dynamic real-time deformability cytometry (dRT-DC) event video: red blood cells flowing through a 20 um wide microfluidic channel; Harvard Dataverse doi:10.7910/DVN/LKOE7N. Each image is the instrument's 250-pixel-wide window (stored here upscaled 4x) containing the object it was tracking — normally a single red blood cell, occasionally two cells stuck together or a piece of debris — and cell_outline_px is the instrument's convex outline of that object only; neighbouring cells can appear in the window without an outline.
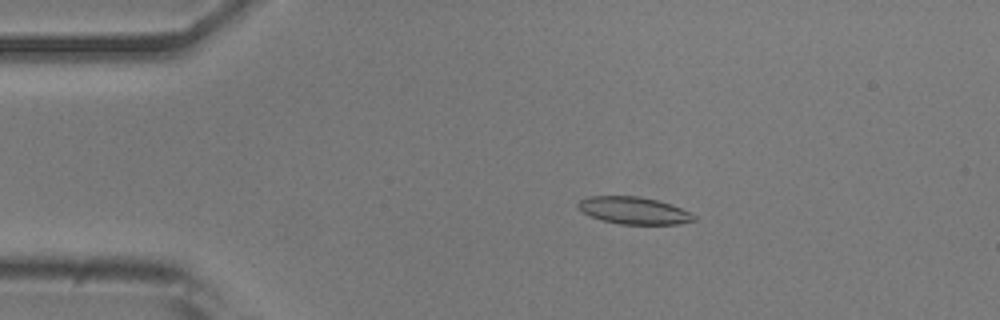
{"species": "common noctule bat (a hibernating species)", "species_latin": "Nyctalus noctula", "temperature_condition": "room temperature", "stored_images_in_passage": 52, "camera_frame_rate_fps": 3000, "um_per_image_px": 0.085, "animal": {"sex": "male", "body_mass_g": 20.5, "forearm_length_mm": 52.5}, "frame": {"image": 1, "passage_image": 10, "time_ms": 3.0, "image_size_px": [1000, 320], "cell_outline_px": [[696, 220], [676, 224], [620, 224], [604, 220], [592, 216], [584, 212], [576, 204], [580, 200], [588, 196], [640, 196], [656, 200], [680, 208], [696, 216]], "centroid_in_image_um": [53.87, 17.89], "position_along_channel_um": 31.1, "area_um2": 17.98}}
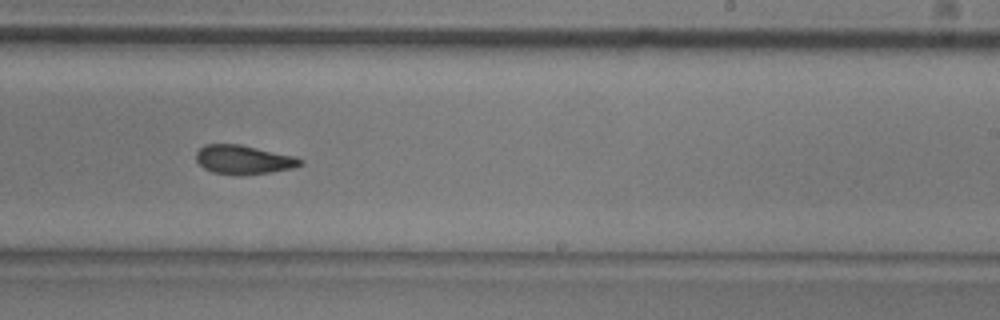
{"frame": {"image": 2, "passage_image": 32, "time_ms": 10.333, "image_size_px": [1000, 320], "cell_outline_px": [[304, 164], [292, 168], [272, 172], [244, 176], [236, 176], [212, 172], [204, 168], [196, 160], [196, 152], [204, 144], [240, 144], [292, 156], [304, 160]], "centroid_in_image_um": [20.68, 13.59], "position_along_channel_um": 268.3, "area_um2": 17.74}}
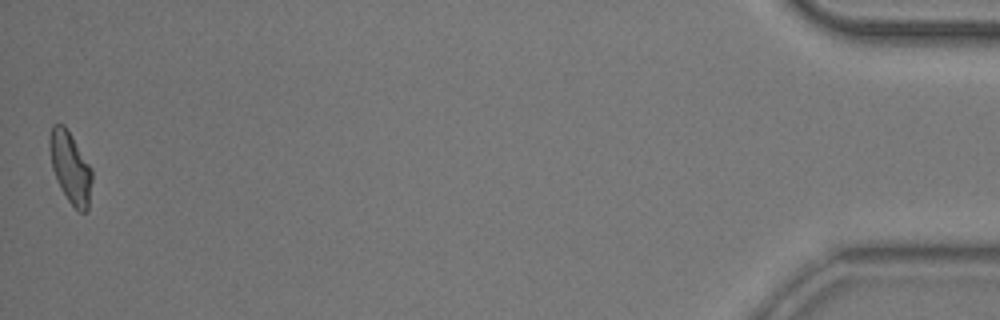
{"frame": {"image": 3, "passage_image": 52, "time_ms": 17.0, "image_size_px": [1000, 320], "cell_outline_px": [[92, 180], [88, 212], [80, 212], [68, 200], [60, 188], [52, 168], [48, 148], [48, 140], [52, 124], [64, 124], [92, 168]], "centroid_in_image_um": [5.97, 14.23], "position_along_channel_um": 429.2, "area_um2": 17.74}, "authors_computed_cell_mechanics": {"area_um2": 17.8602, "velocity_mm_per_s": 3.8583, "shape_relaxation_time_tau1_ms": 4.9849, "shape_relaxation_time_tau2_ms": 2.5189, "deformation_change_tau1": 0.1549, "deformation_change_tau2": 0.0989}}